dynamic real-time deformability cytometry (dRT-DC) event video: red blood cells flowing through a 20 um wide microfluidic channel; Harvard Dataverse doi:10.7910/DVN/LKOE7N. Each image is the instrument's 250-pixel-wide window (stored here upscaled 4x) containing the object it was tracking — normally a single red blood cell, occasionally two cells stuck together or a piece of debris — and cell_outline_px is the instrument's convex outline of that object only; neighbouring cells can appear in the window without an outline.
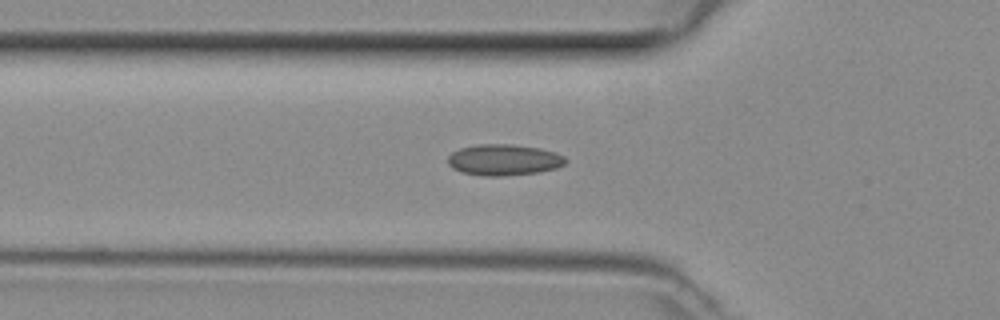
{"species": "common noctule bat (a hibernating species)", "species_latin": "Nyctalus noctula", "temperature_condition": "room temperature", "stored_images_in_passage": 33, "camera_frame_rate_fps": 3000, "um_per_image_px": 0.085, "animal": {"sex": "female", "body_mass_g": 29.2, "forearm_length_mm": 56.3}, "frame": {"image": 1, "passage_image": 6, "time_ms": 1.667, "image_size_px": [1000, 320], "cell_outline_px": [[568, 160], [564, 164], [556, 168], [540, 172], [504, 176], [484, 176], [460, 172], [452, 168], [448, 164], [448, 156], [452, 152], [460, 148], [476, 144], [512, 144], [540, 148], [556, 152], [564, 156]], "centroid_in_image_um": [42.83, 13.59], "position_along_channel_um": 83.0, "area_um2": 21.62}}
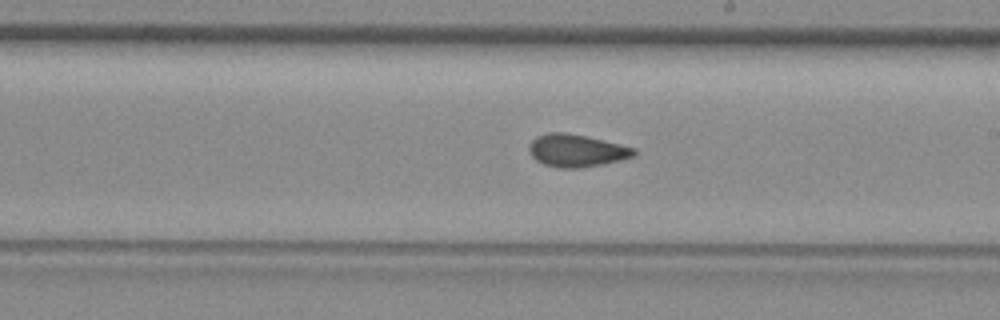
{"frame": {"image": 2, "passage_image": 17, "time_ms": 5.333, "image_size_px": [1000, 320], "cell_outline_px": [[636, 156], [604, 164], [580, 168], [560, 168], [544, 164], [536, 160], [532, 156], [528, 148], [528, 144], [536, 136], [548, 132], [564, 132], [584, 136], [620, 144], [636, 148]], "centroid_in_image_um": [49.0, 12.8], "position_along_channel_um": 240.0, "area_um2": 19.94}}
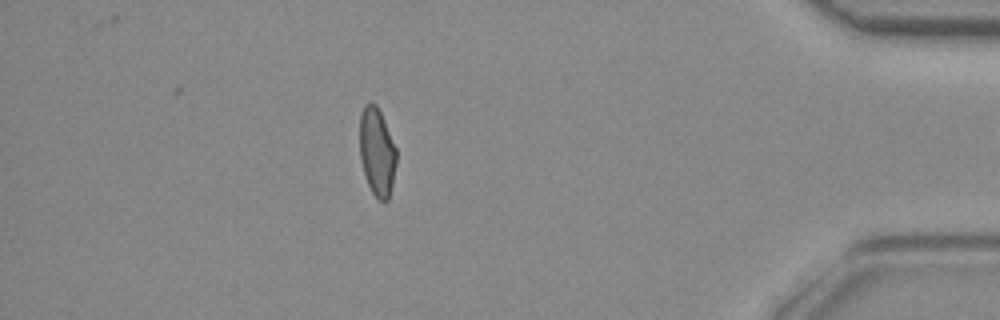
{"frame": {"image": 3, "passage_image": 32, "time_ms": 10.333, "image_size_px": [1000, 320], "cell_outline_px": [[396, 164], [392, 184], [388, 200], [384, 204], [372, 192], [368, 184], [360, 160], [360, 116], [364, 104], [372, 100], [376, 104], [380, 112], [396, 148]], "centroid_in_image_um": [32.03, 12.9], "position_along_channel_um": 403.2, "area_um2": 18.79}}